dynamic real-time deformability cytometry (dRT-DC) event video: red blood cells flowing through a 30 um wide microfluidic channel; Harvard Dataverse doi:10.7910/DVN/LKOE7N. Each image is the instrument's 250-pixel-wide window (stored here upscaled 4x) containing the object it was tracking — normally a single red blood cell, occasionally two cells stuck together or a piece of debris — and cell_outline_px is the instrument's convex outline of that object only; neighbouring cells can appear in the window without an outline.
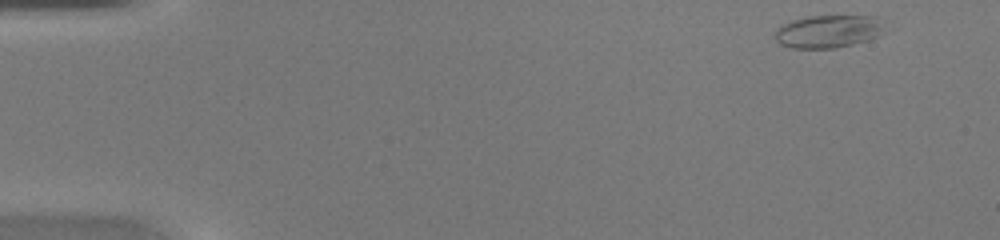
{"species": "common noctule bat (a hibernating species)", "species_latin": "Nyctalus noctula", "temperature_condition": "warm", "stored_images_in_passage": 43, "camera_frame_rate_fps": 3000, "um_per_image_px": 0.085, "animal": {"sex": "female", "body_mass_g": 20.0, "forearm_length_mm": 54.0}, "frame": {"image": 1, "passage_image": 1, "time_ms": 0.0, "image_size_px": [1000, 240], "cell_outline_px": [[880, 28], [876, 36], [868, 40], [836, 48], [792, 48], [780, 44], [776, 40], [776, 32], [784, 24], [792, 20], [808, 16], [880, 16]], "centroid_in_image_um": [70.36, 2.67], "position_along_channel_um": 14.6, "area_um2": 20.46}}
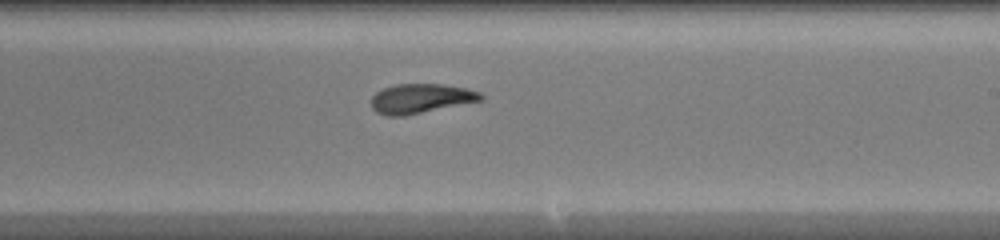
{"frame": {"image": 2, "passage_image": 25, "time_ms": 8.0, "image_size_px": [1000, 240], "cell_outline_px": [[484, 100], [404, 116], [388, 116], [376, 112], [372, 108], [372, 96], [376, 92], [384, 88], [396, 84], [444, 84], [464, 88], [480, 92], [484, 96]], "centroid_in_image_um": [35.78, 8.38], "position_along_channel_um": 253.2, "area_um2": 18.84}}
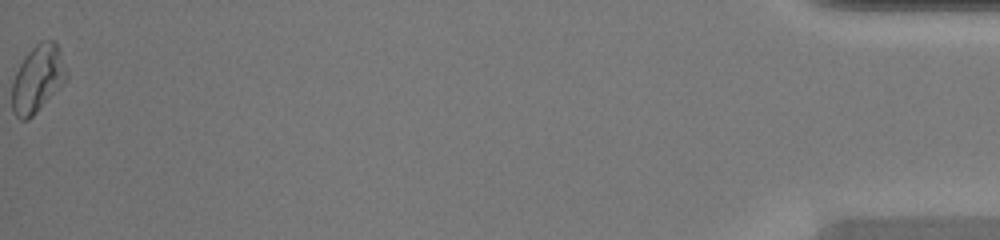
{"frame": {"image": 3, "passage_image": 43, "time_ms": 14.0, "image_size_px": [1000, 240], "cell_outline_px": [[68, 76], [36, 112], [28, 120], [20, 120], [12, 112], [12, 80], [24, 56], [40, 40], [56, 40], [68, 68]], "centroid_in_image_um": [3.2, 6.65], "position_along_channel_um": 432.0, "area_um2": 21.33}}